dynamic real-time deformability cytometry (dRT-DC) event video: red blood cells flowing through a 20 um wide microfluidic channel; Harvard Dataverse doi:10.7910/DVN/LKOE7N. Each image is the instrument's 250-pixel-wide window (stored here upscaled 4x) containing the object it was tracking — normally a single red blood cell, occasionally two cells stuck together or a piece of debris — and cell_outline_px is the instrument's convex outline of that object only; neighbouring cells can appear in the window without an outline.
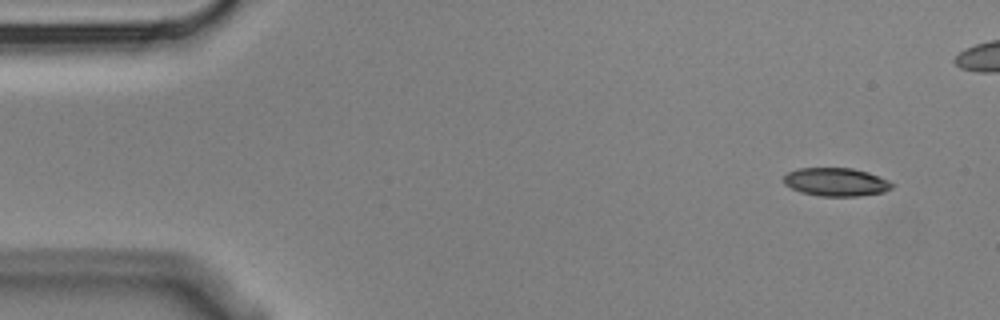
{"species": "Egyptian fruit bat (a non-hibernating species)", "species_latin": "Rousettus aegyptiacus", "temperature_condition": "cold", "stored_images_in_passage": 8, "camera_frame_rate_fps": 3000, "um_per_image_px": 0.085, "animal": {"sex": "male"}, "frame": {"image": 1, "passage_image": 1, "time_ms": 0.0, "image_size_px": [1000, 320], "cell_outline_px": [[896, 184], [892, 188], [884, 192], [856, 196], [820, 196], [800, 192], [784, 184], [784, 176], [788, 172], [796, 168], [852, 168], [868, 172], [888, 180]], "centroid_in_image_um": [71.07, 15.47], "position_along_channel_um": 13.9, "area_um2": 17.92}}